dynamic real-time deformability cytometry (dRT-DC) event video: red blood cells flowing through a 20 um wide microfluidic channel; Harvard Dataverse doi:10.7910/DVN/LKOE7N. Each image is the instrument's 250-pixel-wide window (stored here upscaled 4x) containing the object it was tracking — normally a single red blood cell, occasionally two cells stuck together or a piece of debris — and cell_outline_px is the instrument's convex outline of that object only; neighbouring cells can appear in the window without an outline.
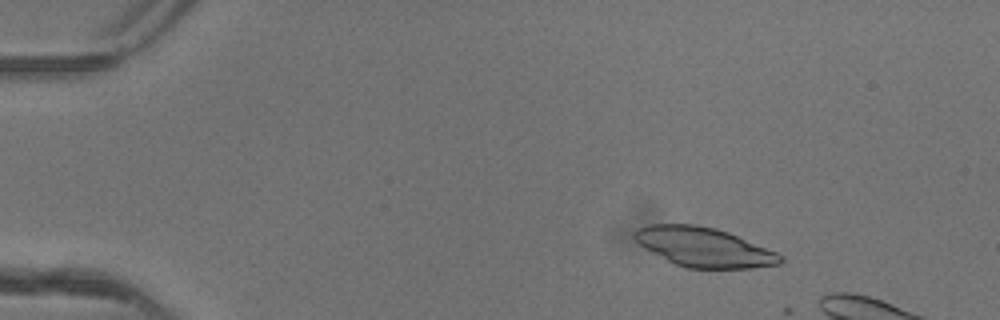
{"species": "common noctule bat (a hibernating species)", "species_latin": "Nyctalus noctula", "temperature_condition": "warm", "stored_images_in_passage": 8, "camera_frame_rate_fps": 3000, "um_per_image_px": 0.085, "animal": {"sex": "female"}, "frame": {"image": 1, "passage_image": 5, "time_ms": 1.333, "image_size_px": [1000, 320], "cell_outline_px": [[784, 260], [780, 264], [752, 268], [684, 268], [644, 248], [632, 236], [632, 232], [636, 228], [648, 224], [696, 224], [716, 228], [728, 232], [776, 252], [784, 256]], "centroid_in_image_um": [59.81, 21.0], "position_along_channel_um": 25.2, "area_um2": 33.47}}